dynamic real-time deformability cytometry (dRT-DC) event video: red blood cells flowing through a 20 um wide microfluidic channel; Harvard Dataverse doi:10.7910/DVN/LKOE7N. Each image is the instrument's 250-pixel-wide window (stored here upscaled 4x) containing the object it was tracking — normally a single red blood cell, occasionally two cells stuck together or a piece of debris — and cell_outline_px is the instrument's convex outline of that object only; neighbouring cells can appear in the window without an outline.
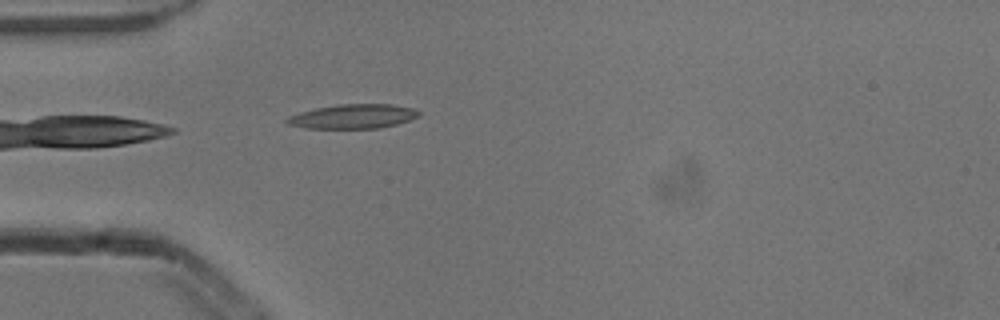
{"species": "common noctule bat (a hibernating species)", "species_latin": "Nyctalus noctula", "temperature_condition": "cold", "stored_images_in_passage": 4, "camera_frame_rate_fps": 3000, "um_per_image_px": 0.085, "animal": {"sex": "male", "body_mass_g": 13.3}, "frame": {"image": 1, "passage_image": 4, "time_ms": 1.0, "image_size_px": [1000, 320], "cell_outline_px": [[420, 116], [396, 124], [380, 128], [304, 128], [288, 124], [284, 120], [288, 116], [300, 112], [316, 108], [336, 104], [392, 104], [412, 108], [420, 112]], "centroid_in_image_um": [29.99, 9.89], "position_along_channel_um": 55.0, "area_um2": 18.67}}